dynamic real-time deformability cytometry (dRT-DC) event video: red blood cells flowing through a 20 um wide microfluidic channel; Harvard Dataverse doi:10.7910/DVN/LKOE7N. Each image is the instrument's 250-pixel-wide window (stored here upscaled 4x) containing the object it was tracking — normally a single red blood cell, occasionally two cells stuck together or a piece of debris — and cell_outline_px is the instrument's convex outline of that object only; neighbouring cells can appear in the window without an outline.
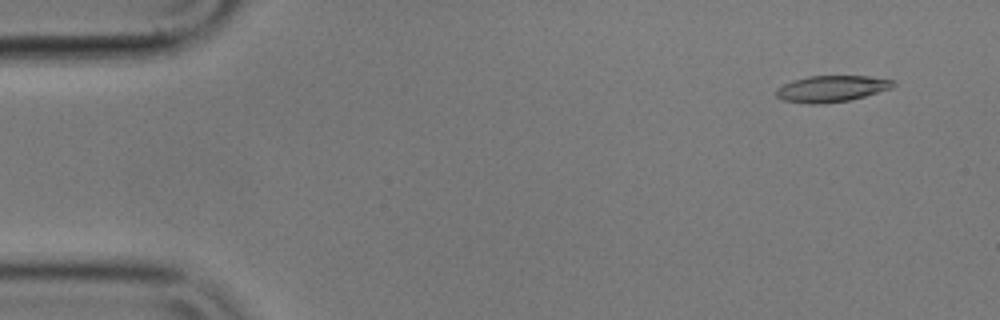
{"species": "common noctule bat (a hibernating species)", "species_latin": "Nyctalus noctula", "temperature_condition": "cold", "stored_images_in_passage": 38, "camera_frame_rate_fps": 3000, "um_per_image_px": 0.085, "animal": {"sex": "male", "body_mass_g": 17.9}, "frame": {"image": 1, "passage_image": 1, "time_ms": 0.0, "image_size_px": [1000, 320], "cell_outline_px": [[896, 84], [892, 88], [864, 96], [848, 100], [820, 104], [808, 104], [780, 100], [776, 96], [776, 88], [792, 80], [808, 76], [868, 76], [892, 80]], "centroid_in_image_um": [70.63, 7.54], "position_along_channel_um": 14.4, "area_um2": 17.98}}
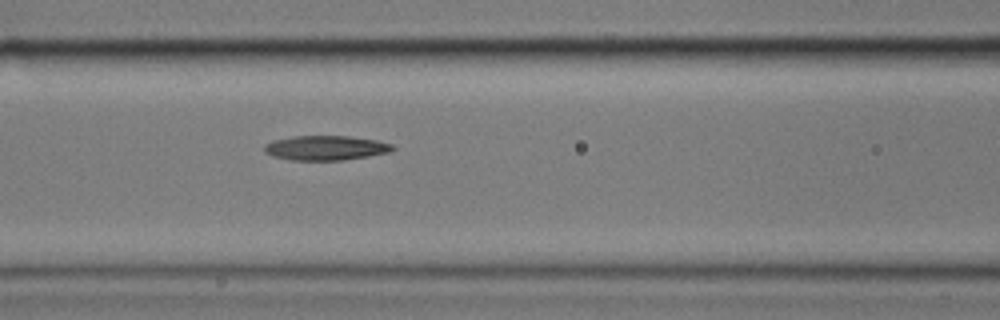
{"frame": {"image": 2, "passage_image": 20, "time_ms": 6.333, "image_size_px": [1000, 320], "cell_outline_px": [[396, 148], [392, 152], [344, 160], [292, 160], [272, 156], [264, 152], [264, 144], [272, 140], [292, 136], [348, 136], [376, 140], [392, 144]], "centroid_in_image_um": [27.68, 12.57], "position_along_channel_um": 138.9, "area_um2": 18.55}}
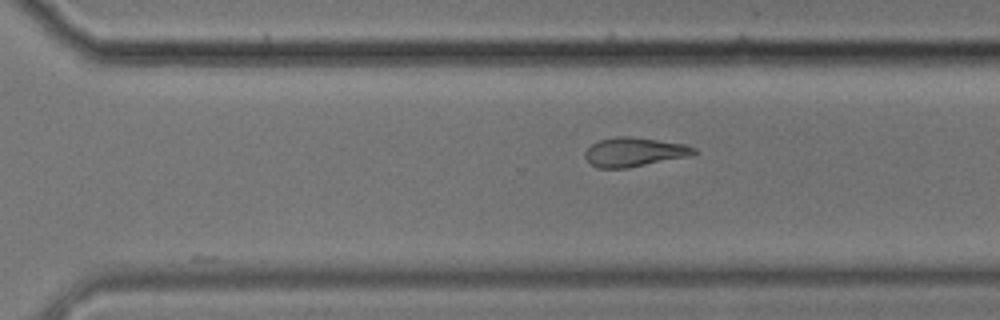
{"frame": {"image": 3, "passage_image": 35, "time_ms": 11.333, "image_size_px": [1000, 320], "cell_outline_px": [[696, 152], [688, 156], [628, 168], [596, 168], [584, 156], [584, 152], [592, 144], [600, 140], [616, 136], [632, 136], [688, 144], [696, 148]], "centroid_in_image_um": [53.91, 12.91], "position_along_channel_um": 316.7, "area_um2": 18.5}}